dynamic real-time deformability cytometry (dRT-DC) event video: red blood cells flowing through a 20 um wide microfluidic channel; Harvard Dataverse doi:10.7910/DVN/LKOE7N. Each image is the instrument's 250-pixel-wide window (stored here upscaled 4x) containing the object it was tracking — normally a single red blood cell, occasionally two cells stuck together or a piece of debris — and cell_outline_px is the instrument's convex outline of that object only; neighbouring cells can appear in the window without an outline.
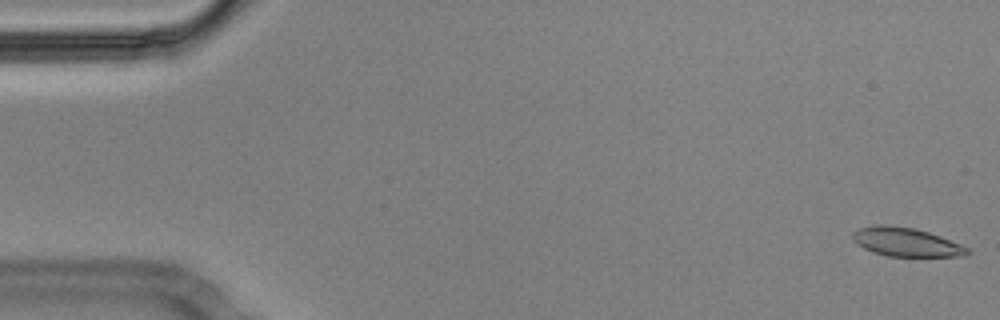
{"species": "Egyptian fruit bat (a non-hibernating species)", "species_latin": "Rousettus aegyptiacus", "temperature_condition": "cold", "stored_images_in_passage": 15, "camera_frame_rate_fps": 3000, "um_per_image_px": 0.085, "animal": {"sex": "male"}, "frame": {"image": 1, "passage_image": 1, "time_ms": 0.0, "image_size_px": [1000, 320], "cell_outline_px": [[972, 252], [964, 256], [888, 256], [864, 248], [856, 244], [852, 240], [852, 232], [860, 228], [912, 228], [928, 232], [940, 236], [960, 244], [968, 248]], "centroid_in_image_um": [77.09, 20.63], "position_along_channel_um": 7.9, "area_um2": 18.21}}